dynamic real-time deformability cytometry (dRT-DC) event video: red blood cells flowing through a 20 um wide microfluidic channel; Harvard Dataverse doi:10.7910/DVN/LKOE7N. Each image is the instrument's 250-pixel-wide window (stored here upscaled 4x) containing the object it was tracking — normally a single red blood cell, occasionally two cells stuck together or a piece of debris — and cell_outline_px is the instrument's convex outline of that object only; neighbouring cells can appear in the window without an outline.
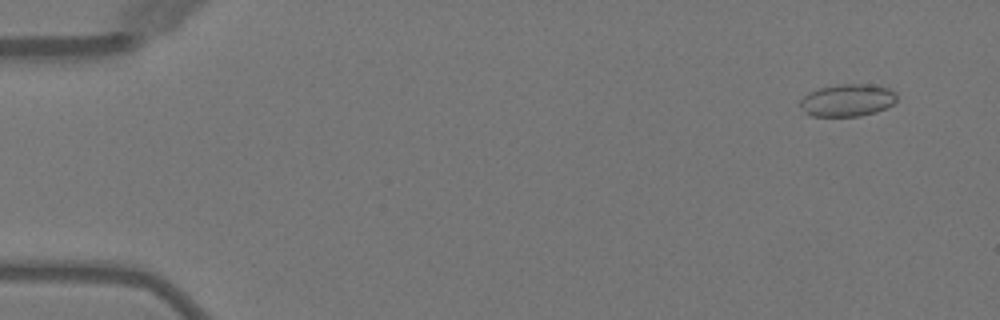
{"species": "Egyptian fruit bat (a non-hibernating species)", "species_latin": "Rousettus aegyptiacus", "temperature_condition": "warm", "stored_images_in_passage": 3, "camera_frame_rate_fps": 3000, "um_per_image_px": 0.085, "animal": {"sex": "female"}, "frame": {"image": 1, "passage_image": 1, "time_ms": 0.0, "image_size_px": [1000, 320], "cell_outline_px": [[896, 100], [892, 104], [876, 112], [860, 116], [812, 116], [804, 112], [800, 104], [800, 100], [804, 96], [820, 88], [840, 84], [868, 84], [888, 88], [896, 92]], "centroid_in_image_um": [72.04, 8.52], "position_along_channel_um": 13.0, "area_um2": 18.03}}